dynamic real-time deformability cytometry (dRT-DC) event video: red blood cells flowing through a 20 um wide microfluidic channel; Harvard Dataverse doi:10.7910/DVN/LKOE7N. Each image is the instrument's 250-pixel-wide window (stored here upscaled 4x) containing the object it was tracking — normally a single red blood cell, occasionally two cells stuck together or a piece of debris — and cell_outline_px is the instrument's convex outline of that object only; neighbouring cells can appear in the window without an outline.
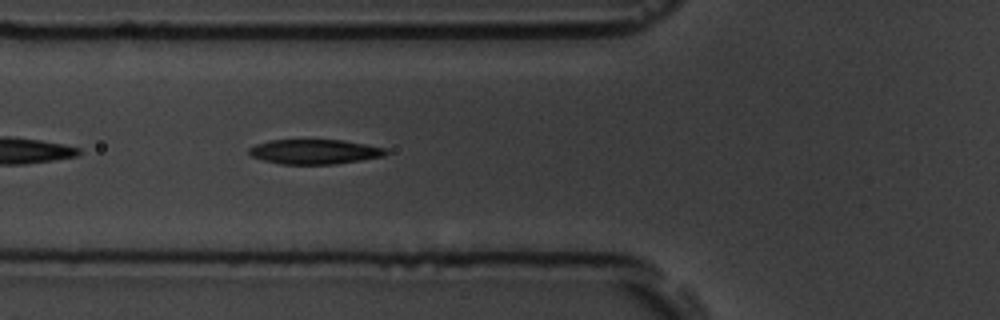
{"species": "common noctule bat (a hibernating species)", "species_latin": "Nyctalus noctula", "temperature_condition": "room temperature", "stored_images_in_passage": 15, "camera_frame_rate_fps": 3000, "um_per_image_px": 0.085, "animal": {"sex": "male", "body_mass_g": 19.5, "forearm_length_mm": 54.6}, "frame": {"image": 1, "passage_image": 5, "time_ms": 1.333, "image_size_px": [1000, 320], "cell_outline_px": [[388, 152], [384, 156], [336, 164], [280, 164], [264, 160], [252, 156], [248, 152], [248, 148], [256, 144], [272, 140], [344, 140], [388, 148]], "centroid_in_image_um": [26.77, 12.89], "position_along_channel_um": 99.0, "area_um2": 19.71}}
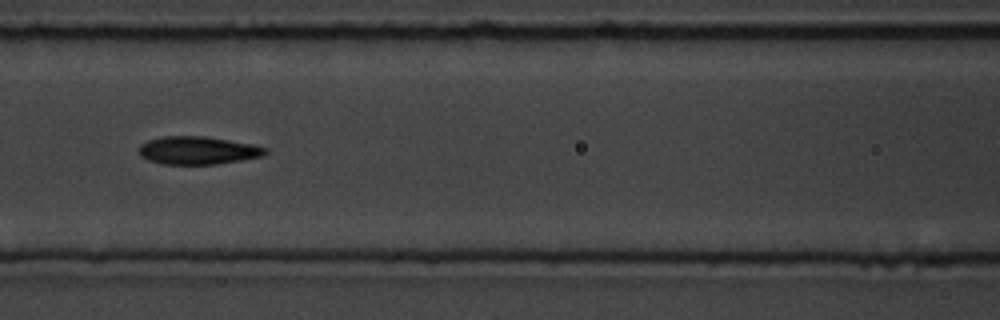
{"frame": {"image": 2, "passage_image": 9, "time_ms": 2.667, "image_size_px": [1000, 320], "cell_outline_px": [[268, 152], [260, 156], [240, 160], [216, 164], [160, 164], [148, 160], [140, 156], [140, 144], [148, 140], [160, 136], [204, 136], [252, 144], [268, 148]], "centroid_in_image_um": [16.78, 12.78], "position_along_channel_um": 149.8, "area_um2": 20.52}}